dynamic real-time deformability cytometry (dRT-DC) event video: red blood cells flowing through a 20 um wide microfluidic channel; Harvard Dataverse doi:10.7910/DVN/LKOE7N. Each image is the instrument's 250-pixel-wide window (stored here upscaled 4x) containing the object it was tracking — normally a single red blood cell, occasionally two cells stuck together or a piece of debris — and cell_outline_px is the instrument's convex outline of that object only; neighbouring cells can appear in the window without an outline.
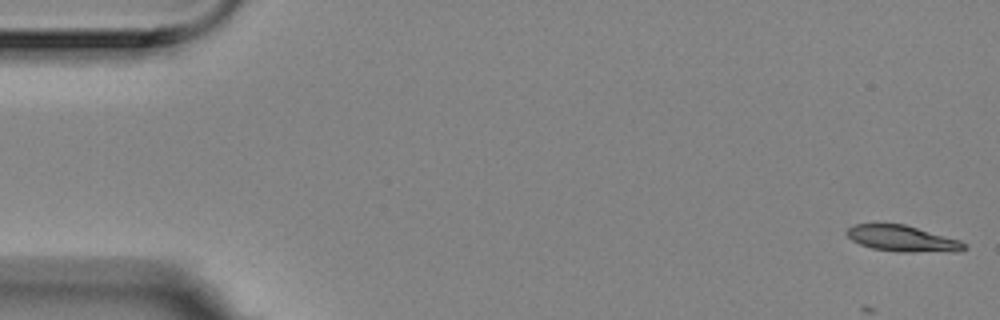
{"species": "Egyptian fruit bat (a non-hibernating species)", "species_latin": "Rousettus aegyptiacus", "temperature_condition": "room temperature", "stored_images_in_passage": 5, "camera_frame_rate_fps": 3000, "um_per_image_px": 0.085, "animal": {"sex": "female"}, "frame": {"image": 1, "passage_image": 1, "time_ms": 0.0, "image_size_px": [1000, 320], "cell_outline_px": [[968, 248], [960, 252], [896, 252], [872, 248], [860, 244], [852, 240], [844, 232], [848, 228], [856, 224], [904, 224], [960, 240], [968, 244]], "centroid_in_image_um": [76.77, 20.3], "position_along_channel_um": 8.2, "area_um2": 18.03}}